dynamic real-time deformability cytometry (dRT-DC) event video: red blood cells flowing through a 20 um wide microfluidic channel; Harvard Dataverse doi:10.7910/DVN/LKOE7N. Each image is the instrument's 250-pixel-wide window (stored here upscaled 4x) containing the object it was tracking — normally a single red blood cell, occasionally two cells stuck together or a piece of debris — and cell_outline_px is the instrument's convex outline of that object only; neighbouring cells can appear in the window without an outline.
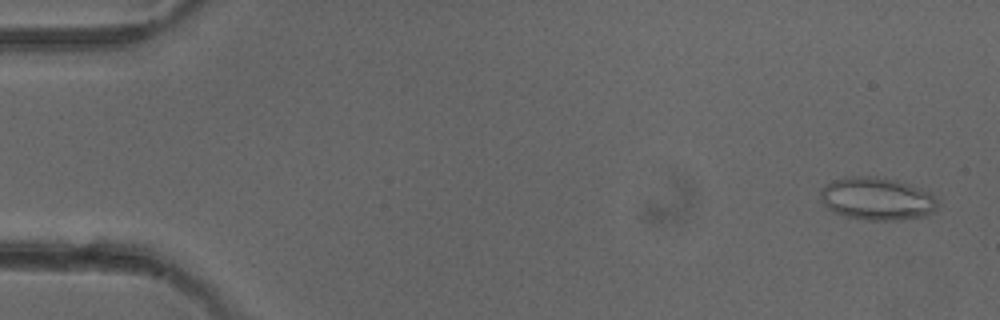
{"species": "common noctule bat (a hibernating species)", "species_latin": "Nyctalus noctula", "temperature_condition": "cold", "stored_images_in_passage": 4, "camera_frame_rate_fps": 3000, "um_per_image_px": 0.085, "animal": {"sex": "female"}, "frame": {"image": 1, "passage_image": 1, "time_ms": 0.0, "image_size_px": [1000, 320], "cell_outline_px": [[936, 208], [932, 212], [924, 216], [896, 220], [868, 220], [844, 216], [832, 212], [824, 204], [820, 192], [820, 188], [844, 176], [876, 176], [896, 180], [920, 188], [928, 192], [936, 200]], "centroid_in_image_um": [74.5, 16.89], "position_along_channel_um": 10.5, "area_um2": 28.96}}
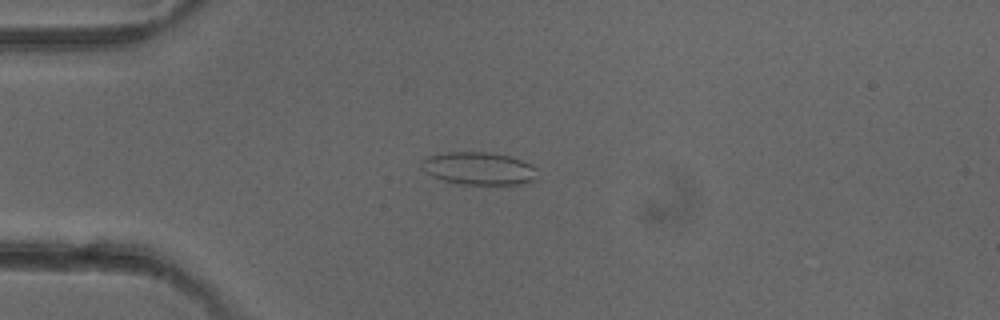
{"frame": {"image": 2, "passage_image": 4, "time_ms": 3.667, "image_size_px": [1000, 320], "cell_outline_px": [[536, 180], [532, 184], [460, 184], [444, 180], [432, 176], [424, 172], [420, 168], [420, 160], [428, 156], [448, 152], [488, 152], [512, 156], [532, 164], [536, 168]], "centroid_in_image_um": [40.72, 14.32], "position_along_channel_um": 44.3, "area_um2": 22.48}}